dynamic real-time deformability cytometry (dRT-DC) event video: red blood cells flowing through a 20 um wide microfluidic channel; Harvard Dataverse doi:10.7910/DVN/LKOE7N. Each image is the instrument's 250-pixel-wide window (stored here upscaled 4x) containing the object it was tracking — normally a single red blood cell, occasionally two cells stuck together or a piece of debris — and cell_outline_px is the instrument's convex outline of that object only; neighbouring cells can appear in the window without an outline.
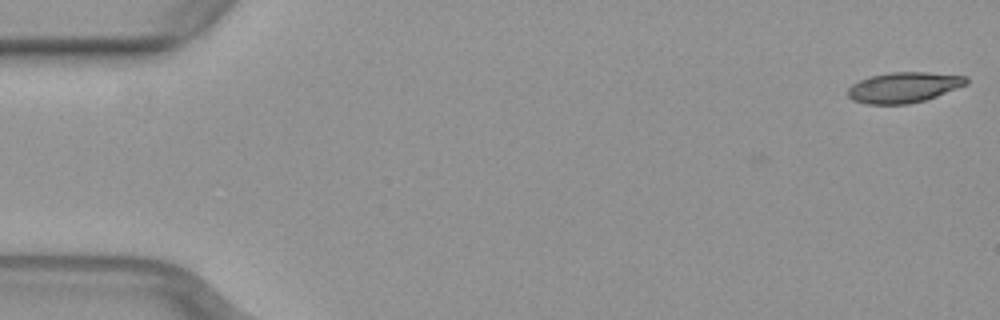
{"species": "common noctule bat (a hibernating species)", "species_latin": "Nyctalus noctula", "temperature_condition": "warm", "stored_images_in_passage": 3, "camera_frame_rate_fps": 3000, "um_per_image_px": 0.085, "animal": {"sex": "female", "body_mass_g": 29.2, "forearm_length_mm": 56.3}, "frame": {"image": 1, "passage_image": 1, "time_ms": 0.0, "image_size_px": [1000, 320], "cell_outline_px": [[968, 84], [936, 96], [924, 100], [908, 104], [868, 104], [852, 100], [848, 96], [848, 88], [852, 84], [860, 80], [872, 76], [892, 72], [924, 72], [968, 76]], "centroid_in_image_um": [76.83, 7.43], "position_along_channel_um": 8.2, "area_um2": 20.92}}